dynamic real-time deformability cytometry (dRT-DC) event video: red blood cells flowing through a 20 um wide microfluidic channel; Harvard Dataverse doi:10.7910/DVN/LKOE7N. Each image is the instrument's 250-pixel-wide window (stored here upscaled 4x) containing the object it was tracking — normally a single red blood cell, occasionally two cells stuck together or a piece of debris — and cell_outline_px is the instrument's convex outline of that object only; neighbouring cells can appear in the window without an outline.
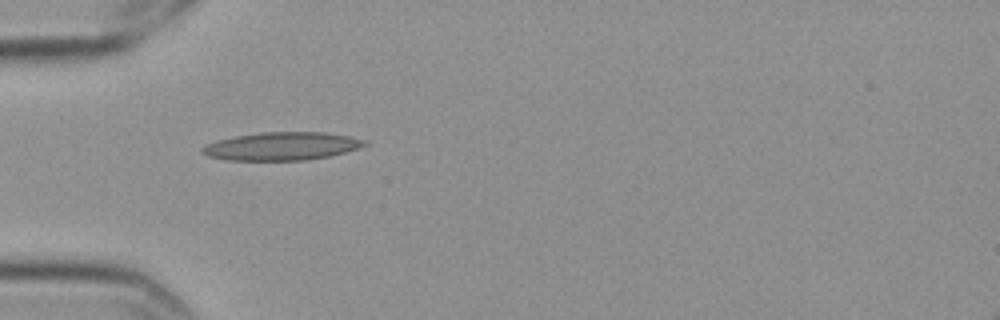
{"species": "Egyptian fruit bat (a non-hibernating species)", "species_latin": "Rousettus aegyptiacus", "temperature_condition": "cold", "stored_images_in_passage": 15, "camera_frame_rate_fps": 3000, "um_per_image_px": 0.085, "frame": {"image": 1, "passage_image": 5, "time_ms": 1.333, "image_size_px": [1000, 320], "cell_outline_px": [[368, 144], [344, 152], [328, 156], [308, 160], [228, 160], [208, 156], [200, 152], [200, 148], [216, 140], [236, 136], [264, 132], [324, 132], [348, 136], [368, 140]], "centroid_in_image_um": [23.94, 12.42], "position_along_channel_um": 61.1, "area_um2": 26.41}}
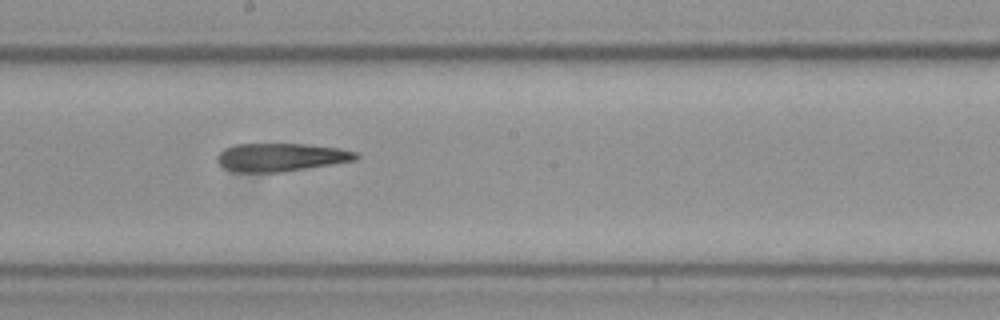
{"frame": {"image": 2, "passage_image": 9, "time_ms": 2.667, "image_size_px": [1000, 320], "cell_outline_px": [[360, 156], [356, 160], [332, 164], [280, 172], [240, 172], [224, 168], [216, 160], [216, 156], [224, 148], [232, 144], [308, 144], [340, 148], [356, 152]], "centroid_in_image_um": [23.87, 13.35], "position_along_channel_um": 224.3, "area_um2": 22.77}}
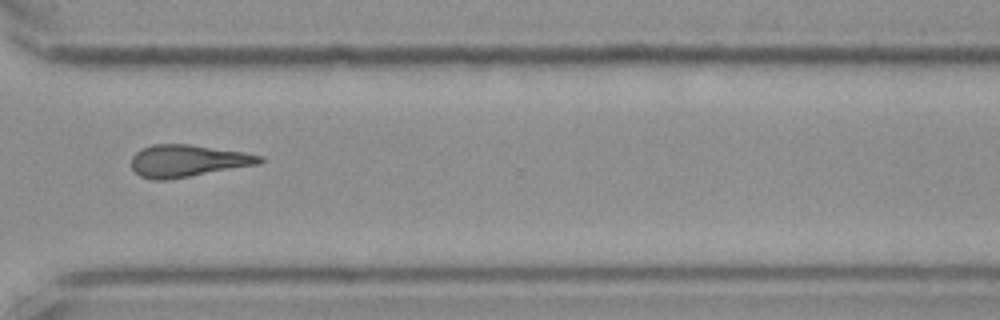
{"frame": {"image": 3, "passage_image": 12, "time_ms": 3.667, "image_size_px": [1000, 320], "cell_outline_px": [[264, 160], [260, 164], [164, 180], [152, 180], [140, 176], [132, 168], [132, 156], [136, 152], [152, 144], [188, 144], [244, 152], [264, 156]], "centroid_in_image_um": [15.96, 13.66], "position_along_channel_um": 354.6, "area_um2": 23.81}}